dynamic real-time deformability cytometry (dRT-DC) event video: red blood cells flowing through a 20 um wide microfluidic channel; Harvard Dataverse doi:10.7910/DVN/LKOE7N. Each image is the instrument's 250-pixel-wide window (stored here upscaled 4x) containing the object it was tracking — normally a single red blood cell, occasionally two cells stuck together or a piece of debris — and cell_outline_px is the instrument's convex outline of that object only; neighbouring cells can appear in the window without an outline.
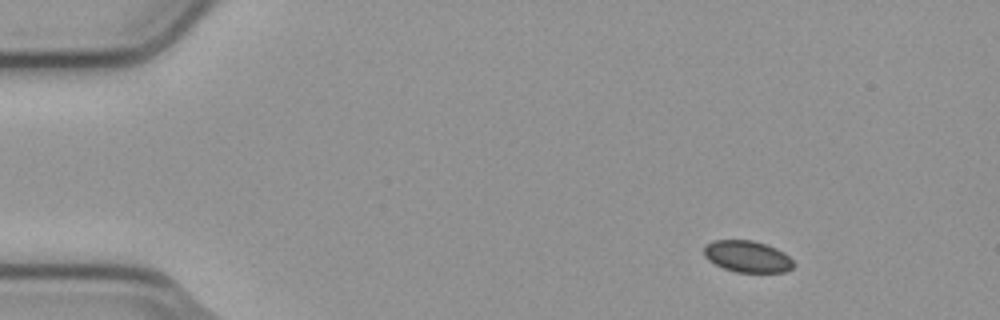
{"species": "common noctule bat (a hibernating species)", "species_latin": "Nyctalus noctula", "temperature_condition": "cold", "stored_images_in_passage": 7, "camera_frame_rate_fps": 3000, "um_per_image_px": 0.085, "animal": {"sex": "male", "body_mass_g": 23.1, "forearm_length_mm": 52.7}, "frame": {"image": 1, "passage_image": 2, "time_ms": 0.333, "image_size_px": [1000, 320], "cell_outline_px": [[796, 264], [792, 268], [784, 272], [736, 272], [724, 268], [708, 260], [704, 256], [704, 244], [712, 240], [752, 240], [776, 248], [784, 252]], "centroid_in_image_um": [63.51, 21.79], "position_along_channel_um": 21.5, "area_um2": 16.53}}
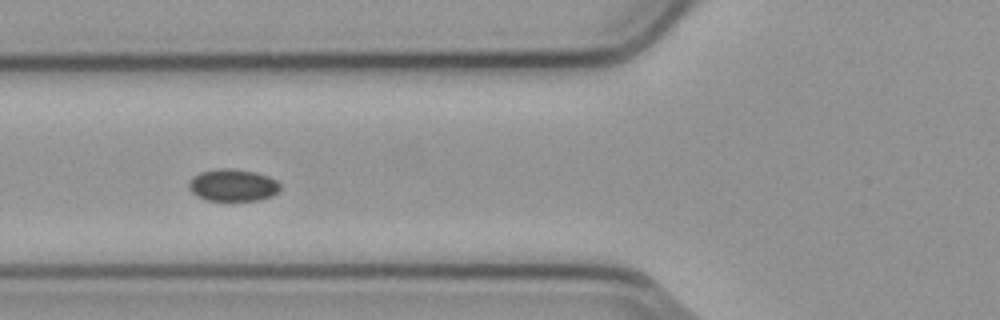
{"frame": {"image": 2, "passage_image": 6, "time_ms": 1.667, "image_size_px": [1000, 320], "cell_outline_px": [[280, 192], [272, 196], [260, 200], [208, 200], [196, 196], [188, 188], [188, 184], [192, 176], [200, 172], [216, 168], [232, 168], [256, 172], [268, 176], [276, 180], [280, 184]], "centroid_in_image_um": [19.79, 15.73], "position_along_channel_um": 106.0, "area_um2": 17.34}}
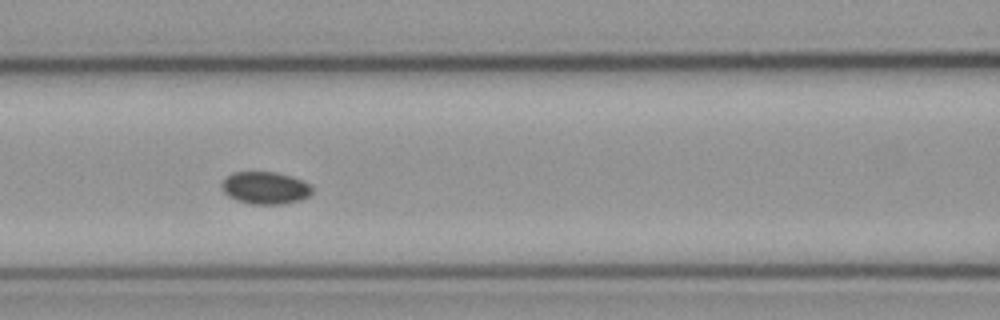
{"frame": {"image": 3, "passage_image": 7, "time_ms": 2.0, "image_size_px": [1000, 320], "cell_outline_px": [[312, 192], [308, 196], [300, 200], [284, 204], [252, 204], [236, 200], [228, 196], [220, 188], [220, 184], [232, 172], [276, 172], [292, 176], [304, 180], [312, 184]], "centroid_in_image_um": [22.56, 15.97], "position_along_channel_um": 144.0, "area_um2": 17.28}}